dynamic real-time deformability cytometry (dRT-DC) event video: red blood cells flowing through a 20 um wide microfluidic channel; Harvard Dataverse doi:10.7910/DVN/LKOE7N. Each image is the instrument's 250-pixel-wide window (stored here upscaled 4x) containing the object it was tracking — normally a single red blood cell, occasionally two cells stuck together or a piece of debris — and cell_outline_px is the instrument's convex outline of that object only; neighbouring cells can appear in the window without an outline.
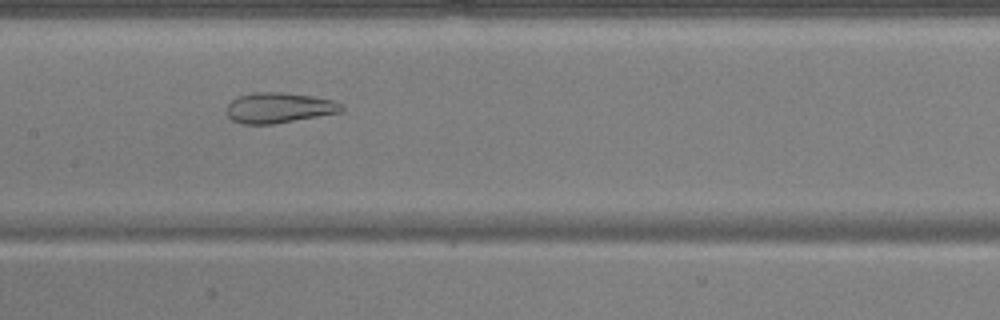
{"species": "common noctule bat (a hibernating species)", "species_latin": "Nyctalus noctula", "temperature_condition": "warm", "stored_images_in_passage": 50, "camera_frame_rate_fps": 3000, "um_per_image_px": 0.085, "animal": {"sex": "male", "body_mass_g": 17.9, "forearm_length_mm": 54.2}, "frame": {"image": 1, "passage_image": 23, "time_ms": 7.333, "image_size_px": [1000, 320], "cell_outline_px": [[344, 112], [272, 124], [240, 124], [232, 120], [228, 116], [228, 104], [232, 100], [240, 96], [252, 92], [284, 92], [312, 96], [332, 100], [344, 104]], "centroid_in_image_um": [23.75, 9.16], "position_along_channel_um": 183.6, "area_um2": 20.46}}
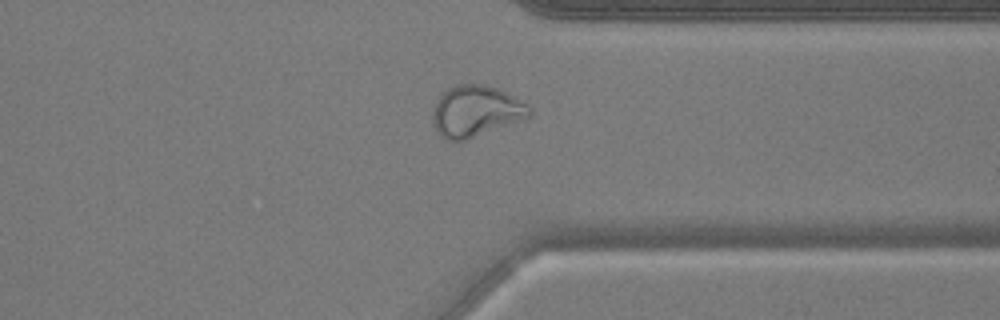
{"frame": {"image": 2, "passage_image": 38, "time_ms": 12.333, "image_size_px": [1000, 320], "cell_outline_px": [[532, 112], [528, 116], [464, 140], [448, 140], [432, 124], [432, 112], [436, 100], [448, 88], [456, 84], [468, 80], [484, 84], [496, 88], [528, 104], [532, 108]], "centroid_in_image_um": [40.4, 9.38], "position_along_channel_um": 371.0, "area_um2": 28.44}}
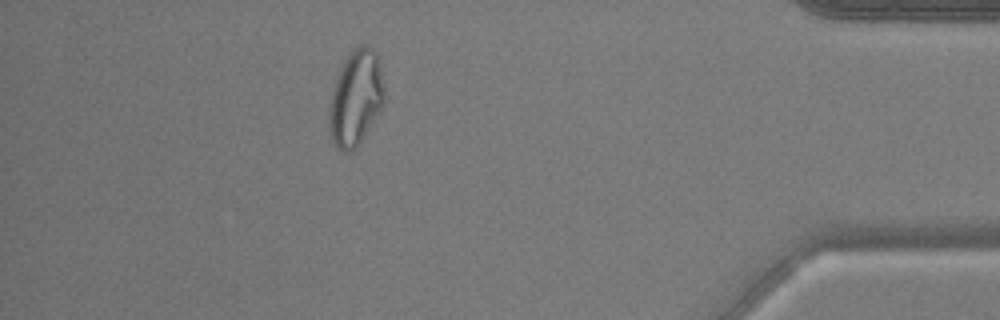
{"frame": {"image": 3, "passage_image": 44, "time_ms": 14.333, "image_size_px": [1000, 320], "cell_outline_px": [[384, 108], [356, 148], [352, 152], [340, 152], [336, 148], [332, 140], [328, 124], [328, 108], [336, 76], [348, 52], [360, 44], [368, 44], [376, 52], [380, 64], [384, 84]], "centroid_in_image_um": [30.25, 8.34], "position_along_channel_um": 405.0, "area_um2": 31.56}, "authors_computed_cell_mechanics": {"area_um2": 29.0445, "velocity_mm_per_s": 3.7694, "shape_relaxation_time_tau1_ms": null, "shape_relaxation_time_tau2_ms": 1.4026, "deformation_change_tau1": null, "deformation_change_tau2": 0.0878}}